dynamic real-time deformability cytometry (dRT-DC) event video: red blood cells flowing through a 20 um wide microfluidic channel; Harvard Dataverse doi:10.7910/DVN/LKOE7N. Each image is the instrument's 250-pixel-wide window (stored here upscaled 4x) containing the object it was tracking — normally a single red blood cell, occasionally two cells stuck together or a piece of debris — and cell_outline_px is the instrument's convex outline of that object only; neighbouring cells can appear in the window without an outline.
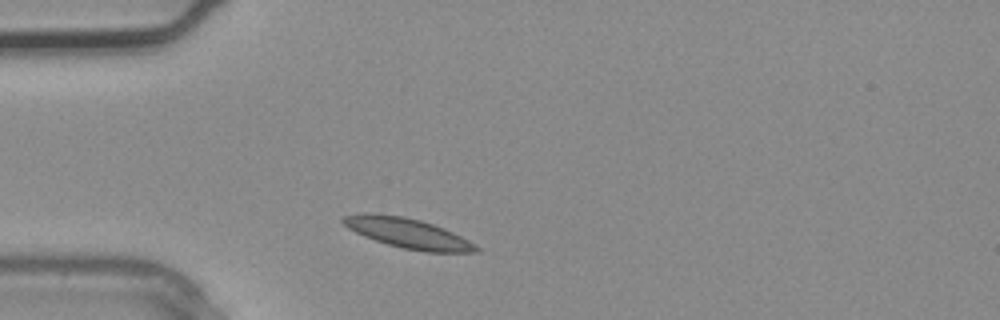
{"species": "common noctule bat (a hibernating species)", "species_latin": "Nyctalus noctula", "temperature_condition": "warm", "stored_images_in_passage": 1, "camera_frame_rate_fps": 3000, "um_per_image_px": 0.085, "animal": {"sex": "male", "body_mass_g": 20.4}, "frame": {"image": 1, "passage_image": 1, "time_ms": 0.0, "image_size_px": [1000, 320], "cell_outline_px": [[480, 252], [424, 252], [404, 248], [388, 244], [364, 236], [348, 228], [340, 220], [344, 216], [364, 212], [404, 216], [420, 220], [444, 228], [476, 244], [480, 248]], "centroid_in_image_um": [34.67, 19.82], "position_along_channel_um": 50.3, "area_um2": 23.12}}